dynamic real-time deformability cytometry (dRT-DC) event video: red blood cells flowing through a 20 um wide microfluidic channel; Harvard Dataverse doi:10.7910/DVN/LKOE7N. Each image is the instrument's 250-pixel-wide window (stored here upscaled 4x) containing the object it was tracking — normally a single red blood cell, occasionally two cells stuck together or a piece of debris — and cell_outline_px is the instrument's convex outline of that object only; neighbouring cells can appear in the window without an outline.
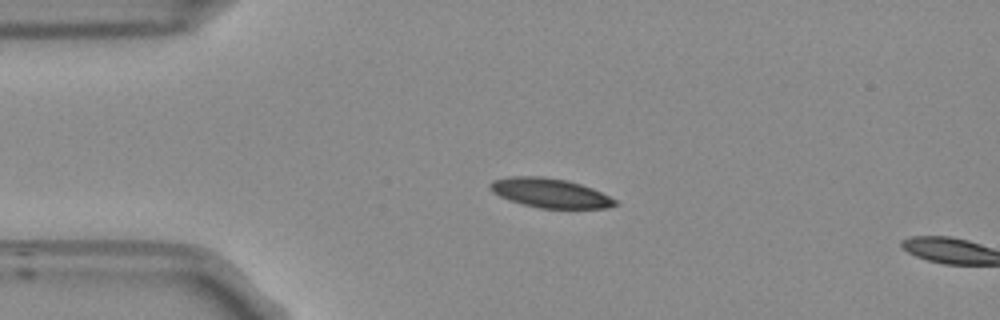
{"species": "Egyptian fruit bat (a non-hibernating species)", "species_latin": "Rousettus aegyptiacus", "temperature_condition": "room temperature", "stored_images_in_passage": 3, "camera_frame_rate_fps": 3000, "um_per_image_px": 0.085, "frame": {"image": 1, "passage_image": 1, "time_ms": 0.0, "image_size_px": [1000, 320], "cell_outline_px": [[620, 204], [604, 208], [540, 208], [524, 204], [500, 196], [492, 192], [492, 180], [508, 176], [540, 176], [564, 180], [580, 184], [592, 188], [616, 200]], "centroid_in_image_um": [46.77, 16.4], "position_along_channel_um": 38.2, "area_um2": 20.92}}